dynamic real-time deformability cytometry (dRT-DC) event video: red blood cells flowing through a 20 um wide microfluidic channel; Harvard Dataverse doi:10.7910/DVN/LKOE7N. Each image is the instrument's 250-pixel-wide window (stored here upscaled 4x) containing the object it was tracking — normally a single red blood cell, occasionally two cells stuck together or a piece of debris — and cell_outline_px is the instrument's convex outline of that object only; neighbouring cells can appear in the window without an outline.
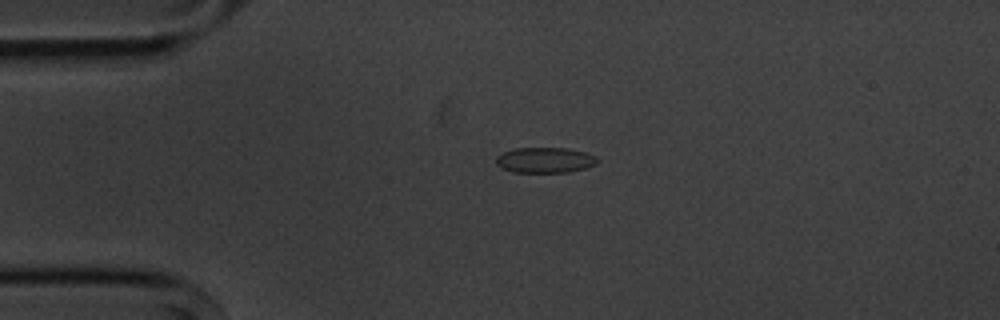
{"species": "common noctule bat (a hibernating species)", "species_latin": "Nyctalus noctula", "temperature_condition": "cold", "stored_images_in_passage": 3, "camera_frame_rate_fps": 3000, "um_per_image_px": 0.085, "animal": {"sex": "male", "body_mass_g": 20.1, "forearm_length_mm": 53.5}, "frame": {"image": 1, "passage_image": 1, "time_ms": 0.0, "image_size_px": [1000, 320], "cell_outline_px": [[596, 164], [588, 168], [568, 172], [512, 172], [500, 168], [496, 164], [496, 156], [504, 152], [516, 148], [568, 148], [584, 152], [596, 156]], "centroid_in_image_um": [46.3, 13.61], "position_along_channel_um": 38.7, "area_um2": 15.09}}
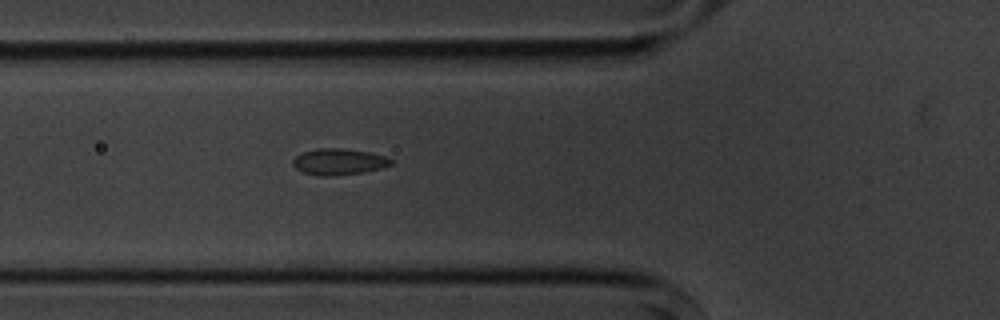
{"frame": {"image": 2, "passage_image": 3, "time_ms": 2.333, "image_size_px": [1000, 320], "cell_outline_px": [[392, 164], [384, 168], [364, 172], [332, 176], [316, 176], [304, 172], [296, 168], [292, 164], [292, 160], [296, 156], [304, 152], [316, 148], [340, 148], [368, 152], [388, 156], [392, 160]], "centroid_in_image_um": [28.82, 13.75], "position_along_channel_um": 97.0, "area_um2": 15.14}}